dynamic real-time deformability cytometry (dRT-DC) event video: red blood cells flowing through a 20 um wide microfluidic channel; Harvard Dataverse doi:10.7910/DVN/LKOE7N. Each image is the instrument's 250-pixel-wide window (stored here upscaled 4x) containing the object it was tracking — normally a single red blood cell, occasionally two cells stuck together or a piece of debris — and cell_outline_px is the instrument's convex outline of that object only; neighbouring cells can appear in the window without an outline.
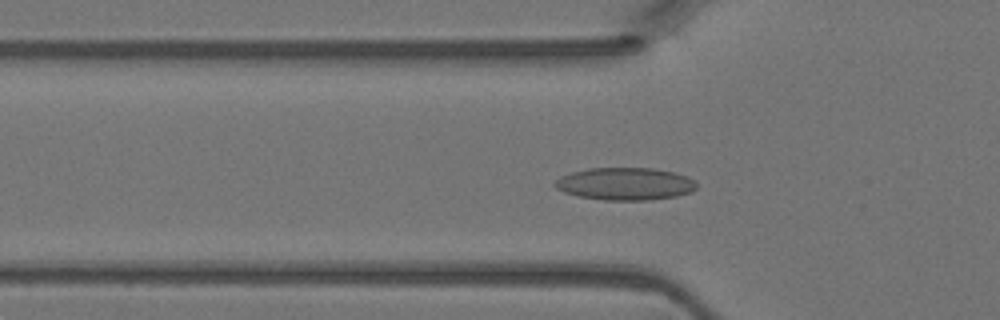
{"species": "Egyptian fruit bat (a non-hibernating species)", "species_latin": "Rousettus aegyptiacus", "temperature_condition": "warm", "stored_images_in_passage": 45, "camera_frame_rate_fps": 3000, "um_per_image_px": 0.085, "animal": {"sex": "female"}, "frame": {"image": 1, "passage_image": 14, "time_ms": 4.333, "image_size_px": [1000, 320], "cell_outline_px": [[696, 188], [692, 192], [676, 196], [648, 200], [604, 200], [576, 196], [564, 192], [556, 188], [552, 184], [560, 176], [572, 172], [588, 168], [652, 168], [676, 172], [688, 176], [696, 184]], "centroid_in_image_um": [53.12, 15.62], "position_along_channel_um": 72.7, "area_um2": 26.99}}
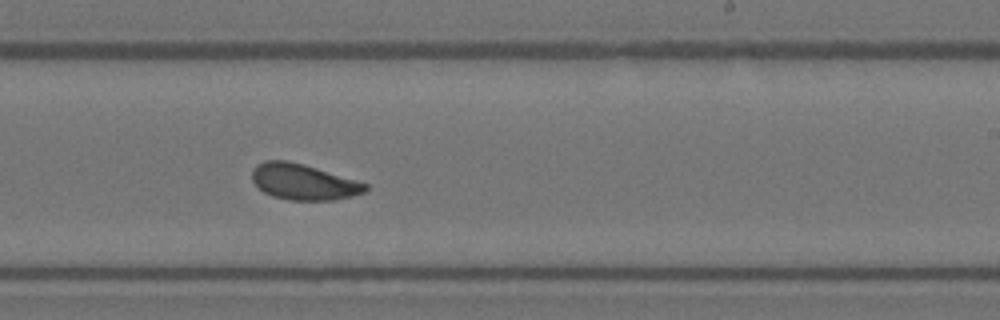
{"frame": {"image": 2, "passage_image": 27, "time_ms": 8.667, "image_size_px": [1000, 320], "cell_outline_px": [[368, 188], [364, 192], [352, 196], [336, 200], [288, 200], [272, 196], [264, 192], [252, 180], [252, 168], [256, 164], [264, 160], [288, 160], [304, 164], [356, 180], [368, 184]], "centroid_in_image_um": [25.77, 15.45], "position_along_channel_um": 263.2, "area_um2": 23.76}}
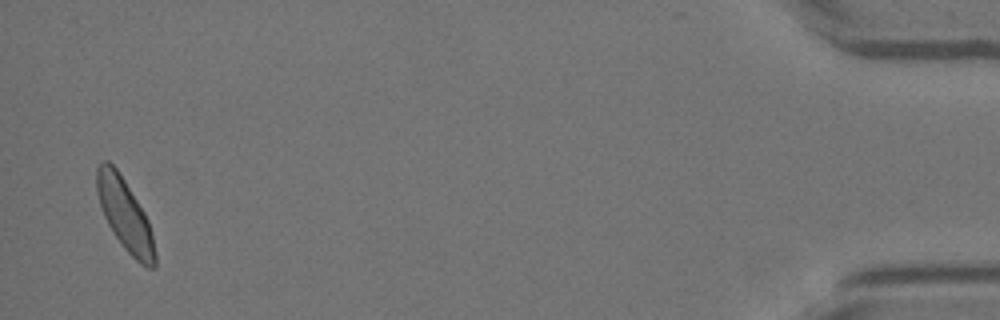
{"frame": {"image": 3, "passage_image": 44, "time_ms": 14.333, "image_size_px": [1000, 320], "cell_outline_px": [[156, 268], [148, 268], [140, 264], [124, 248], [112, 232], [100, 208], [96, 192], [96, 168], [104, 160], [108, 160], [116, 168], [124, 180], [144, 212], [148, 220], [152, 236], [156, 256]], "centroid_in_image_um": [10.6, 18.26], "position_along_channel_um": 424.6, "area_um2": 24.22}}